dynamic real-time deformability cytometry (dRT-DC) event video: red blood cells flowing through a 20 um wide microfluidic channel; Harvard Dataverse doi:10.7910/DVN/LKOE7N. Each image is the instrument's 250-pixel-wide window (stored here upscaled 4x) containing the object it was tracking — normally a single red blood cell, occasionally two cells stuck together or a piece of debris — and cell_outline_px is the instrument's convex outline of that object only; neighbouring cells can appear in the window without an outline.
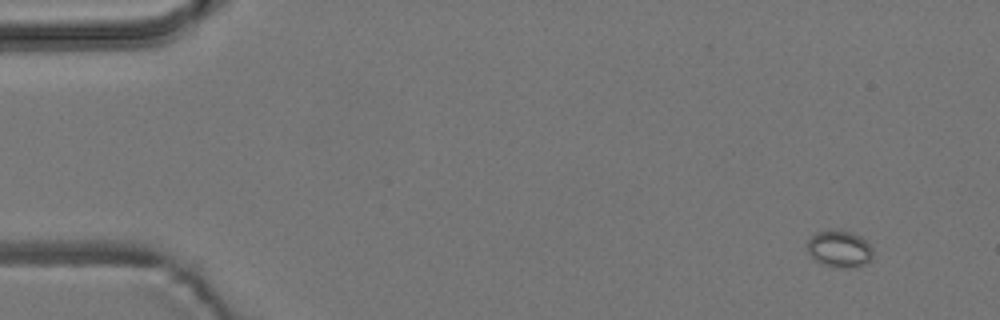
{"species": "common noctule bat (a hibernating species)", "species_latin": "Nyctalus noctula", "temperature_condition": "room temperature", "stored_images_in_passage": 8, "camera_frame_rate_fps": 3000, "um_per_image_px": 0.085, "animal": {"sex": "male", "body_mass_g": 19.2, "forearm_length_mm": 51.8}, "frame": {"image": 1, "passage_image": 1, "time_ms": 0.0, "image_size_px": [1000, 320], "cell_outline_px": [[872, 260], [864, 264], [844, 268], [840, 268], [820, 264], [808, 252], [808, 240], [816, 232], [848, 232], [860, 236], [872, 248]], "centroid_in_image_um": [71.36, 21.2], "position_along_channel_um": 13.6, "area_um2": 13.58}}